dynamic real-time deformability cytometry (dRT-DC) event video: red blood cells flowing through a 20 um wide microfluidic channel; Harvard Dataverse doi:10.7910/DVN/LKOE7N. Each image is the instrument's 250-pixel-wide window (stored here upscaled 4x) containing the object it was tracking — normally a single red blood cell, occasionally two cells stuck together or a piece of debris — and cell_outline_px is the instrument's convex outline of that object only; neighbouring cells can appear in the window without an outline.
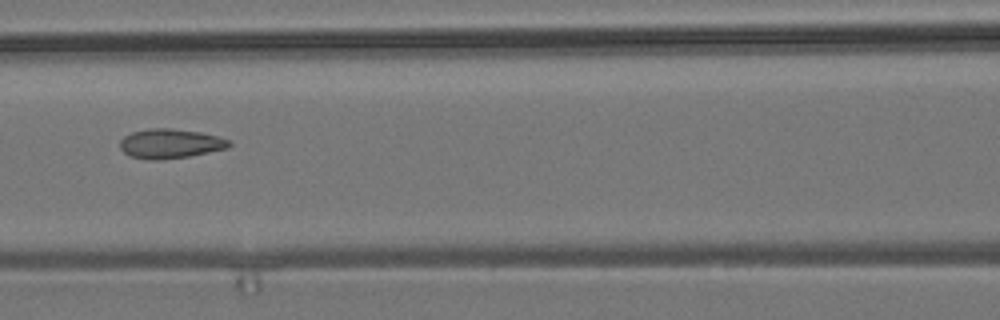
{"species": "common noctule bat (a hibernating species)", "species_latin": "Nyctalus noctula", "temperature_condition": "room temperature", "stored_images_in_passage": 7, "camera_frame_rate_fps": 3000, "um_per_image_px": 0.085, "animal": {"sex": "male", "body_mass_g": 19.2, "forearm_length_mm": 51.8}, "frame": {"image": 1, "passage_image": 7, "time_ms": 7.0, "image_size_px": [1000, 320], "cell_outline_px": [[232, 144], [228, 148], [188, 156], [160, 160], [152, 160], [128, 156], [120, 148], [120, 140], [124, 136], [132, 132], [148, 128], [172, 128], [200, 132], [232, 140]], "centroid_in_image_um": [14.46, 12.2], "position_along_channel_um": 152.1, "area_um2": 18.84}}